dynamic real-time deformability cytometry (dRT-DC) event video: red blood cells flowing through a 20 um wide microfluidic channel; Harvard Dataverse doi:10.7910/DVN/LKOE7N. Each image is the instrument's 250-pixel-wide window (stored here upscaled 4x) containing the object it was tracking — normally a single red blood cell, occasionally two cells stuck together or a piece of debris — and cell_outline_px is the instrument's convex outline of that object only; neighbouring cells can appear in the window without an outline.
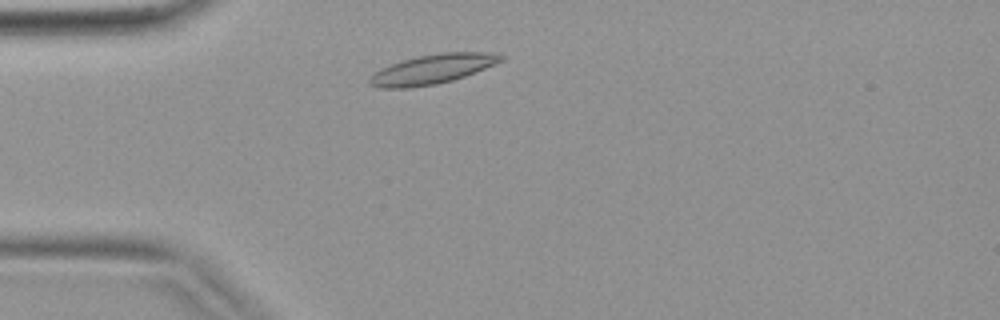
{"species": "common noctule bat (a hibernating species)", "species_latin": "Nyctalus noctula", "temperature_condition": "warm", "stored_images_in_passage": 34, "camera_frame_rate_fps": 3000, "um_per_image_px": 0.085, "animal": {"sex": "female", "body_mass_g": 19.9}, "frame": {"image": 1, "passage_image": 4, "time_ms": 1.0, "image_size_px": [1000, 320], "cell_outline_px": [[504, 60], [496, 64], [464, 76], [452, 80], [436, 84], [412, 88], [380, 88], [368, 84], [368, 80], [380, 68], [404, 60], [420, 56], [440, 52], [492, 52], [504, 56]], "centroid_in_image_um": [36.77, 5.88], "position_along_channel_um": 48.2, "area_um2": 22.48}}
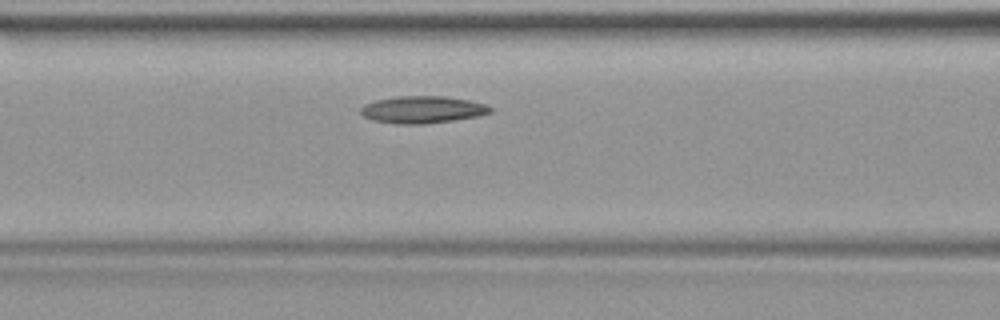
{"frame": {"image": 2, "passage_image": 10, "time_ms": 3.0, "image_size_px": [1000, 320], "cell_outline_px": [[492, 112], [476, 116], [452, 120], [424, 124], [396, 124], [372, 120], [364, 116], [360, 112], [360, 108], [364, 104], [376, 100], [396, 96], [448, 96], [488, 104], [492, 108]], "centroid_in_image_um": [35.9, 9.31], "position_along_channel_um": 130.7, "area_um2": 20.58}}
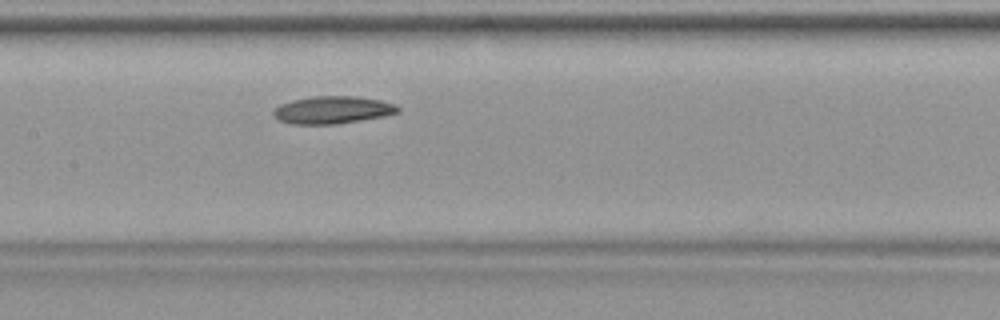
{"frame": {"image": 3, "passage_image": 13, "time_ms": 4.0, "image_size_px": [1000, 320], "cell_outline_px": [[400, 112], [384, 116], [336, 124], [292, 124], [276, 120], [272, 116], [272, 112], [280, 104], [292, 100], [312, 96], [352, 96], [380, 100], [396, 104], [400, 108]], "centroid_in_image_um": [28.24, 9.35], "position_along_channel_um": 179.2, "area_um2": 20.06}}